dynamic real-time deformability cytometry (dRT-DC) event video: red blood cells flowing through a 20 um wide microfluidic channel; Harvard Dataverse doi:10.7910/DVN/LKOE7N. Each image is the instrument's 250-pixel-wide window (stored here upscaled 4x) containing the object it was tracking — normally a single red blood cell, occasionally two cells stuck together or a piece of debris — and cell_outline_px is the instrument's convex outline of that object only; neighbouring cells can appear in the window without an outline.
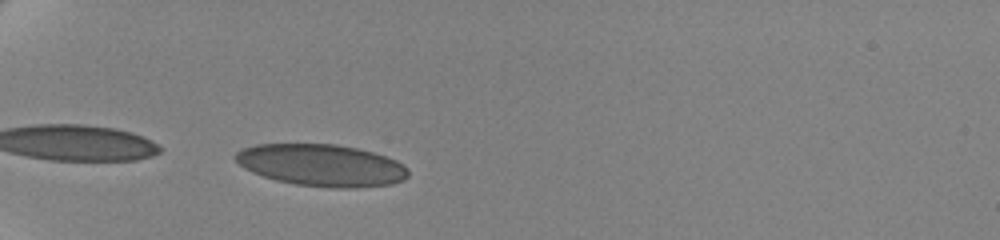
{"species": "human", "species_latin": "Homo sapiens", "temperature_condition": "cold", "stored_images_in_passage": 24, "camera_frame_rate_fps": 3000, "um_per_image_px": 0.085, "donor": {"sex": "female"}, "frame": {"image": 1, "passage_image": 1, "time_ms": 0.0, "image_size_px": [1000, 240], "cell_outline_px": [[408, 176], [404, 180], [392, 184], [356, 188], [332, 188], [296, 184], [276, 180], [252, 172], [244, 168], [232, 156], [240, 148], [256, 144], [336, 144], [356, 148], [372, 152], [396, 160], [404, 164], [408, 168]], "centroid_in_image_um": [27.33, 14.04], "position_along_channel_um": 57.7, "area_um2": 42.43}}
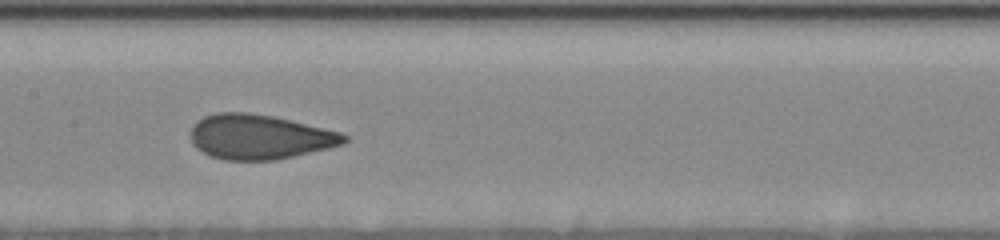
{"frame": {"image": 2, "passage_image": 14, "time_ms": 4.333, "image_size_px": [1000, 240], "cell_outline_px": [[348, 140], [344, 144], [328, 148], [276, 160], [224, 160], [212, 156], [196, 148], [192, 144], [192, 128], [196, 120], [204, 116], [216, 112], [248, 112], [272, 116], [340, 132], [348, 136]], "centroid_in_image_um": [22.05, 11.63], "position_along_channel_um": 185.4, "area_um2": 39.82}}
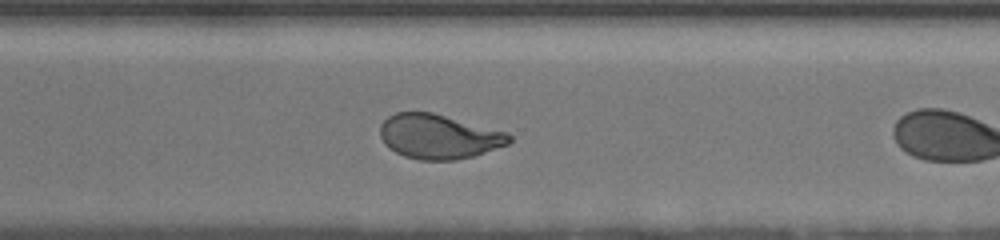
{"frame": {"image": 3, "passage_image": 23, "time_ms": 7.333, "image_size_px": [1000, 240], "cell_outline_px": [[512, 140], [508, 144], [472, 156], [456, 160], [420, 160], [404, 156], [388, 148], [384, 144], [380, 136], [380, 124], [388, 116], [396, 112], [432, 112], [508, 132], [512, 136]], "centroid_in_image_um": [37.27, 11.6], "position_along_channel_um": 333.3, "area_um2": 33.58}}